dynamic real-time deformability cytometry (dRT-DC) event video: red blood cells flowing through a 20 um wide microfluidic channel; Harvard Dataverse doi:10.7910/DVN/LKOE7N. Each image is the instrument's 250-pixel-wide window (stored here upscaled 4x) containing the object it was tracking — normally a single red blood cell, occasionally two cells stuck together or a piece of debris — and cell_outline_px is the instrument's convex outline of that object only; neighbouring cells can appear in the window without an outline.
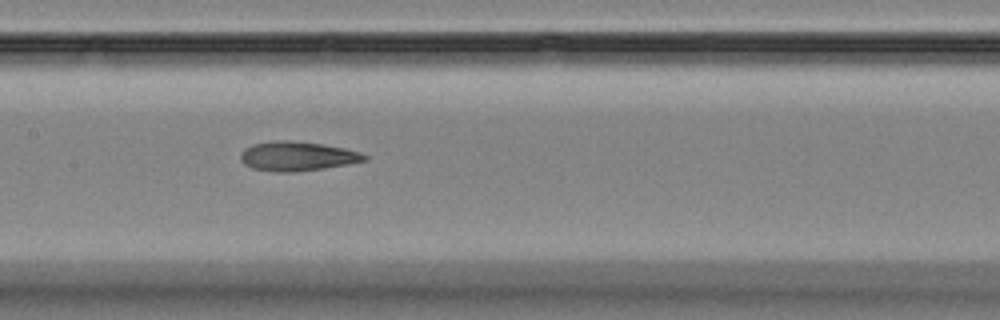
{"species": "Egyptian fruit bat (a non-hibernating species)", "species_latin": "Rousettus aegyptiacus", "temperature_condition": "room temperature", "stored_images_in_passage": 9, "camera_frame_rate_fps": 3000, "um_per_image_px": 0.085, "animal": {"sex": "female"}, "frame": {"image": 1, "passage_image": 6, "time_ms": 6.667, "image_size_px": [1000, 320], "cell_outline_px": [[368, 160], [348, 164], [324, 168], [292, 172], [276, 172], [252, 168], [244, 164], [240, 160], [240, 152], [244, 148], [252, 144], [272, 140], [292, 140], [320, 144], [344, 148], [360, 152], [368, 156]], "centroid_in_image_um": [25.23, 13.27], "position_along_channel_um": 182.2, "area_um2": 21.33}}
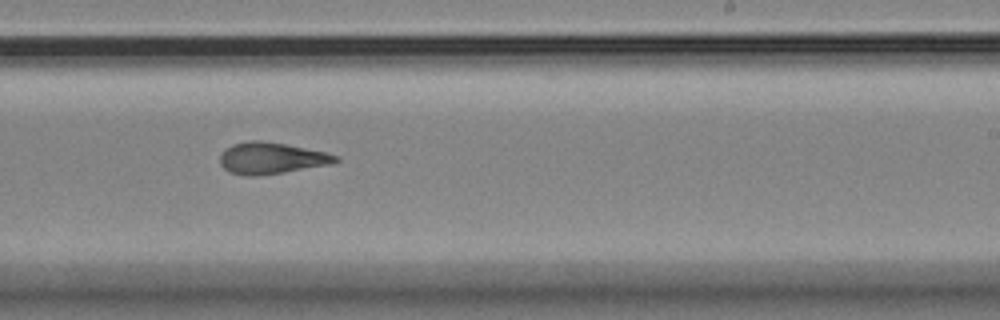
{"frame": {"image": 2, "passage_image": 8, "time_ms": 9.0, "image_size_px": [1000, 320], "cell_outline_px": [[340, 160], [328, 164], [284, 172], [256, 176], [244, 176], [228, 172], [220, 164], [220, 156], [224, 148], [232, 144], [248, 140], [260, 140], [284, 144], [328, 152], [340, 156]], "centroid_in_image_um": [23.03, 13.44], "position_along_channel_um": 266.0, "area_um2": 21.33}}
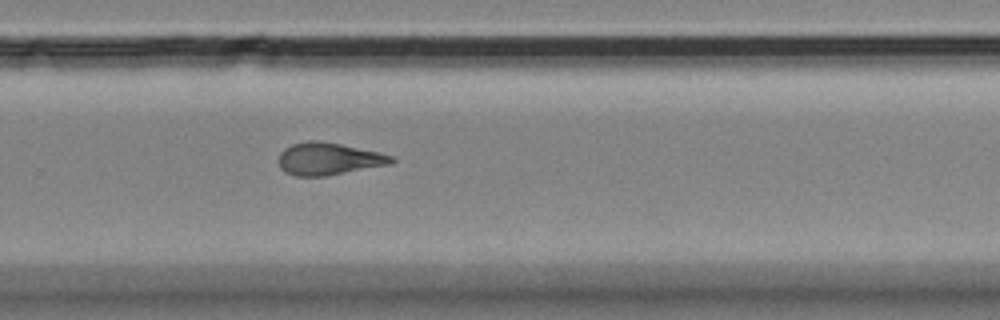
{"frame": {"image": 3, "passage_image": 9, "time_ms": 10.0, "image_size_px": [1000, 320], "cell_outline_px": [[396, 160], [392, 164], [328, 176], [296, 176], [284, 172], [280, 168], [280, 152], [284, 148], [292, 144], [308, 140], [320, 140], [380, 152], [392, 156]], "centroid_in_image_um": [27.95, 13.5], "position_along_channel_um": 301.9, "area_um2": 21.44}}